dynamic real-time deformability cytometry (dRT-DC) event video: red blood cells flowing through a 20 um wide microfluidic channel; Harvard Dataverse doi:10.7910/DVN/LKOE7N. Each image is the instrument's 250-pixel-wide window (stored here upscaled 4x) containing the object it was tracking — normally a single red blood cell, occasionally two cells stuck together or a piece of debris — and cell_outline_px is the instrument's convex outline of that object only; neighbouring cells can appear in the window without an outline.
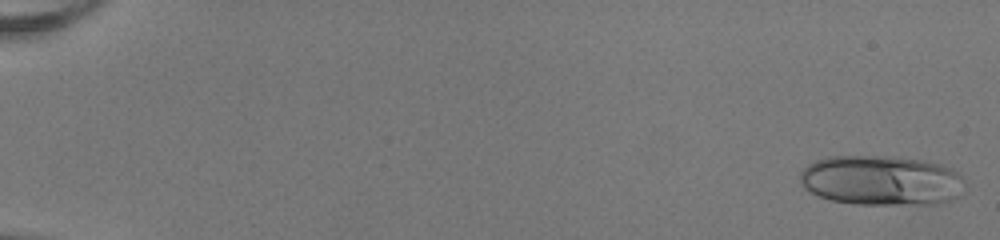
{"species": "human", "species_latin": "Homo sapiens", "temperature_condition": "room temperature", "stored_images_in_passage": 52, "camera_frame_rate_fps": 3000, "um_per_image_px": 0.085, "donor": {"sex": "female"}, "frame": {"image": 1, "passage_image": 2, "time_ms": 0.333, "image_size_px": [1000, 240], "cell_outline_px": [[960, 176], [956, 196], [952, 200], [940, 204], [856, 204], [832, 200], [820, 196], [804, 188], [800, 180], [800, 172], [808, 164], [816, 160], [832, 156], [896, 156], [924, 160], [940, 164], [952, 168]], "centroid_in_image_um": [74.85, 15.32], "position_along_channel_um": 10.1, "area_um2": 47.63}}
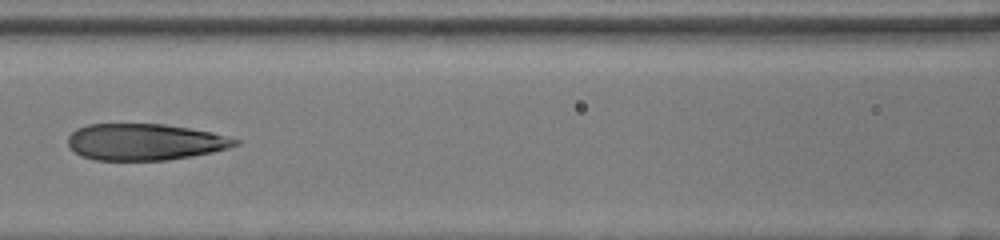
{"frame": {"image": 2, "passage_image": 26, "time_ms": 8.333, "image_size_px": [1000, 240], "cell_outline_px": [[240, 144], [228, 148], [212, 152], [164, 160], [96, 160], [80, 156], [68, 144], [68, 136], [76, 128], [88, 124], [164, 124], [212, 132], [240, 140]], "centroid_in_image_um": [12.29, 12.06], "position_along_channel_um": 154.3, "area_um2": 35.43}}
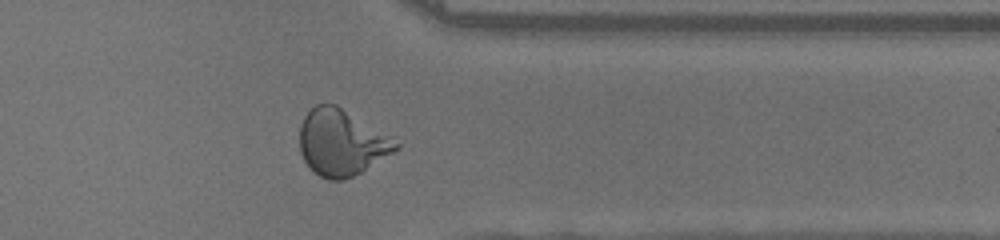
{"frame": {"image": 3, "passage_image": 43, "time_ms": 14.0, "image_size_px": [1000, 240], "cell_outline_px": [[400, 148], [360, 172], [344, 180], [328, 180], [312, 172], [304, 160], [300, 152], [300, 124], [304, 116], [316, 104], [336, 104], [392, 136], [400, 144]], "centroid_in_image_um": [29.02, 12.11], "position_along_channel_um": 382.4, "area_um2": 37.17}, "authors_computed_cell_mechanics": {"area_um2": 38.8705, "velocity_mm_per_s": 4.0646, "shape_relaxation_time_tau1_ms": null, "shape_relaxation_time_tau2_ms": 1.0389, "deformation_change_tau1": null, "deformation_change_tau2": 0.0838}}